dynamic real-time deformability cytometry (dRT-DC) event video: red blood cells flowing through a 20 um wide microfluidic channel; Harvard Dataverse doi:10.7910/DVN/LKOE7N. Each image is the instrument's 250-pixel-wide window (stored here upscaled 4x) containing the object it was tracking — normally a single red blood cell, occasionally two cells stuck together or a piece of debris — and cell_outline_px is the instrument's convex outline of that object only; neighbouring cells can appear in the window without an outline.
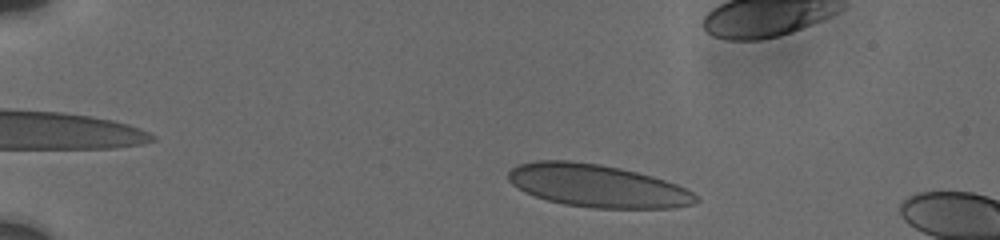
{"species": "human", "species_latin": "Homo sapiens", "temperature_condition": "cold", "stored_images_in_passage": 11, "camera_frame_rate_fps": 3000, "um_per_image_px": 0.085, "donor": {"sex": "male"}, "frame": {"image": 1, "passage_image": 5, "time_ms": 1.333, "image_size_px": [1000, 240], "cell_outline_px": [[700, 200], [696, 204], [676, 208], [592, 208], [564, 204], [548, 200], [524, 192], [512, 184], [508, 180], [508, 172], [516, 164], [536, 160], [572, 160], [600, 164], [620, 168], [652, 176], [676, 184], [692, 192]], "centroid_in_image_um": [50.76, 15.79], "position_along_channel_um": 34.2, "area_um2": 46.88}}